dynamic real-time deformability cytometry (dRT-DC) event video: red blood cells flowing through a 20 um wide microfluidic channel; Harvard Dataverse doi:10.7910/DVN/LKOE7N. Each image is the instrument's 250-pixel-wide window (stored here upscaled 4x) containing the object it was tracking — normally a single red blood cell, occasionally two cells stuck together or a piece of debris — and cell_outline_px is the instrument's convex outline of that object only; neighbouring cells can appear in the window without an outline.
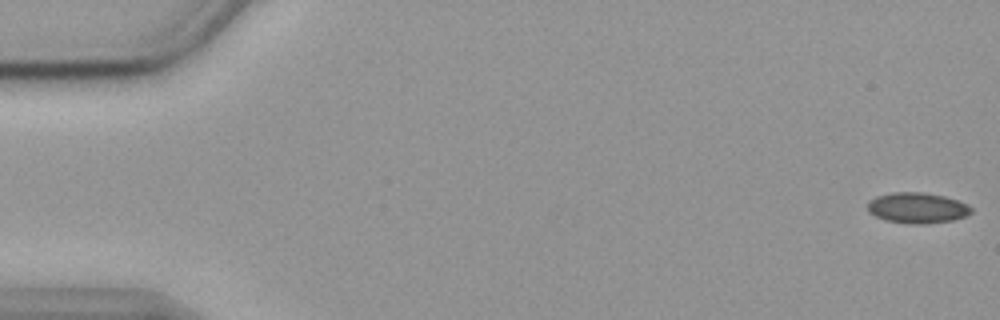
{"species": "common noctule bat (a hibernating species)", "species_latin": "Nyctalus noctula", "temperature_condition": "cold", "stored_images_in_passage": 56, "camera_frame_rate_fps": 3000, "um_per_image_px": 0.085, "animal": {"sex": "female", "body_mass_g": 19.9}, "frame": {"image": 1, "passage_image": 1, "time_ms": 0.0, "image_size_px": [1000, 320], "cell_outline_px": [[972, 212], [968, 216], [952, 220], [920, 224], [908, 224], [884, 220], [868, 212], [868, 200], [876, 196], [892, 192], [924, 192], [944, 196], [968, 204], [972, 208]], "centroid_in_image_um": [77.96, 17.67], "position_along_channel_um": 7.0, "area_um2": 18.67}}
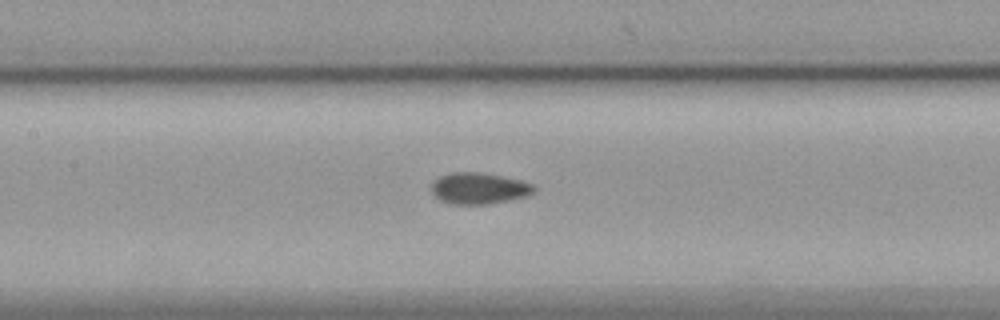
{"frame": {"image": 2, "passage_image": 26, "time_ms": 8.333, "image_size_px": [1000, 320], "cell_outline_px": [[536, 192], [528, 196], [488, 204], [452, 204], [440, 200], [432, 196], [432, 184], [440, 176], [452, 172], [480, 172], [504, 176], [520, 180], [532, 184], [536, 188]], "centroid_in_image_um": [40.73, 16.01], "position_along_channel_um": 166.7, "area_um2": 18.84}}
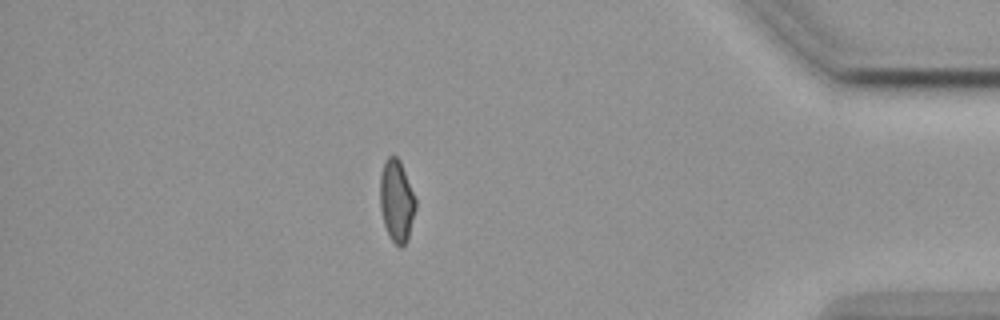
{"frame": {"image": 3, "passage_image": 49, "time_ms": 16.0, "image_size_px": [1000, 320], "cell_outline_px": [[416, 208], [408, 240], [400, 248], [388, 236], [384, 224], [380, 208], [380, 176], [384, 164], [388, 156], [396, 156], [400, 160], [416, 200]], "centroid_in_image_um": [33.71, 17.1], "position_along_channel_um": 401.5, "area_um2": 16.99}, "authors_computed_cell_mechanics": {"area_um2": 18.0914, "velocity_mm_per_s": 3.5826, "shape_relaxation_time_tau1_ms": null, "shape_relaxation_time_tau2_ms": 2.3475, "deformation_change_tau1": null, "deformation_change_tau2": 0.0531}}